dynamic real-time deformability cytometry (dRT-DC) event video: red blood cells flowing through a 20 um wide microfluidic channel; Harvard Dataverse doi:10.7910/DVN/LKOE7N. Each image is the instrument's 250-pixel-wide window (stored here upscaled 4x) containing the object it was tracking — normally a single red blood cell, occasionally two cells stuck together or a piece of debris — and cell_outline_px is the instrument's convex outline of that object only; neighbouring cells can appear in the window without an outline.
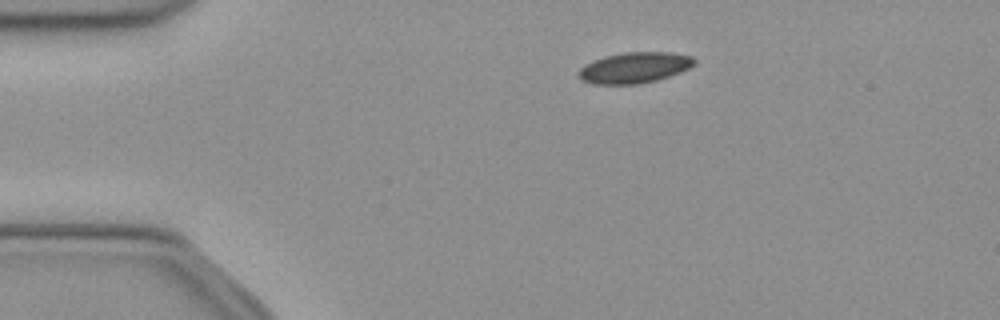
{"species": "common noctule bat (a hibernating species)", "species_latin": "Nyctalus noctula", "temperature_condition": "cold", "stored_images_in_passage": 43, "camera_frame_rate_fps": 3000, "um_per_image_px": 0.085, "animal": {"sex": "female", "body_mass_g": 21.9}, "frame": {"image": 1, "passage_image": 1, "time_ms": 0.0, "image_size_px": [1000, 320], "cell_outline_px": [[696, 64], [680, 72], [656, 80], [640, 84], [592, 84], [580, 80], [576, 76], [576, 72], [584, 64], [592, 60], [604, 56], [624, 52], [672, 52], [692, 56], [696, 60]], "centroid_in_image_um": [53.88, 5.75], "position_along_channel_um": 31.1, "area_um2": 21.15}}
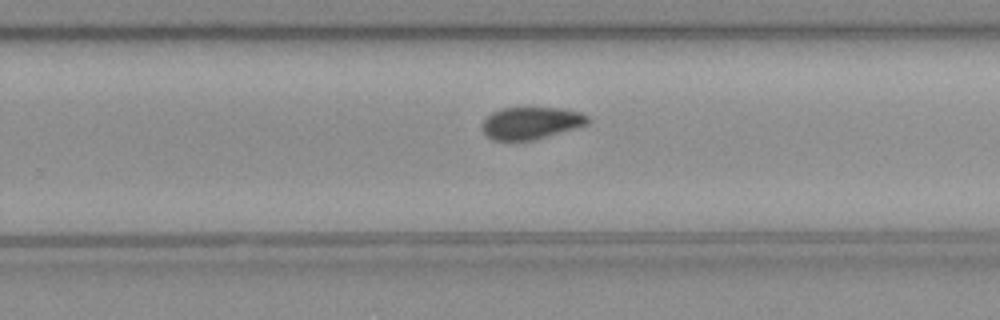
{"frame": {"image": 2, "passage_image": 24, "time_ms": 7.667, "image_size_px": [1000, 320], "cell_outline_px": [[588, 124], [576, 128], [532, 140], [492, 140], [484, 132], [480, 124], [492, 112], [500, 108], [560, 108], [580, 112], [588, 116]], "centroid_in_image_um": [45.12, 10.45], "position_along_channel_um": 284.7, "area_um2": 19.65}}
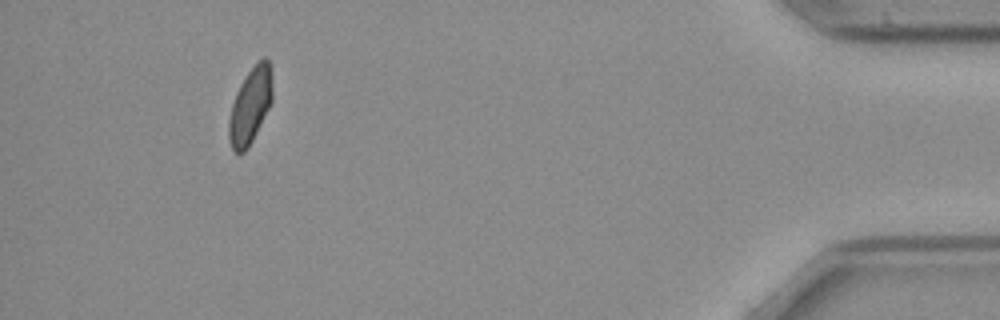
{"frame": {"image": 3, "passage_image": 39, "time_ms": 12.667, "image_size_px": [1000, 320], "cell_outline_px": [[272, 100], [248, 148], [244, 152], [236, 152], [232, 148], [228, 140], [228, 120], [232, 104], [236, 92], [240, 84], [256, 60], [264, 56], [268, 60], [272, 72]], "centroid_in_image_um": [21.27, 8.94], "position_along_channel_um": 413.9, "area_um2": 19.25}, "authors_computed_cell_mechanics": {"area_um2": 20.808, "velocity_mm_per_s": 3.9479, "shape_relaxation_time_tau1_ms": 8.6815, "shape_relaxation_time_tau2_ms": 6.3699, "deformation_change_tau1": 0.1279, "deformation_change_tau2": 0.1025}}